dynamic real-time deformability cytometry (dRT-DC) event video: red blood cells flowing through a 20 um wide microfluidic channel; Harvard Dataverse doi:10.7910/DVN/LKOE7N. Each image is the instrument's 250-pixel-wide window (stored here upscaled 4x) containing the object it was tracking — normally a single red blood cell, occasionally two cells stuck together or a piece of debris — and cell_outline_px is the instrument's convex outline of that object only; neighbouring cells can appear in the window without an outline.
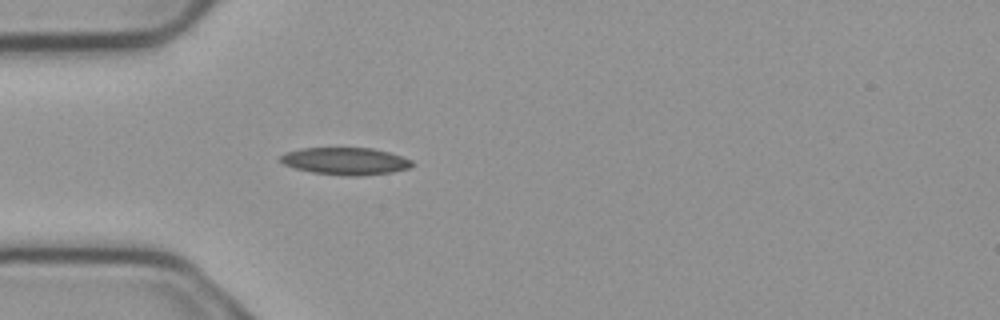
{"species": "common noctule bat (a hibernating species)", "species_latin": "Nyctalus noctula", "temperature_condition": "cold", "stored_images_in_passage": 4, "camera_frame_rate_fps": 3000, "um_per_image_px": 0.085, "animal": {"sex": "male", "body_mass_g": 23.1, "forearm_length_mm": 52.7}, "frame": {"image": 1, "passage_image": 4, "time_ms": 1.0, "image_size_px": [1000, 320], "cell_outline_px": [[416, 164], [412, 168], [392, 172], [356, 176], [344, 176], [312, 172], [296, 168], [284, 164], [280, 160], [280, 156], [284, 152], [300, 148], [372, 148], [388, 152], [412, 160]], "centroid_in_image_um": [29.39, 13.69], "position_along_channel_um": 55.6, "area_um2": 20.98}}